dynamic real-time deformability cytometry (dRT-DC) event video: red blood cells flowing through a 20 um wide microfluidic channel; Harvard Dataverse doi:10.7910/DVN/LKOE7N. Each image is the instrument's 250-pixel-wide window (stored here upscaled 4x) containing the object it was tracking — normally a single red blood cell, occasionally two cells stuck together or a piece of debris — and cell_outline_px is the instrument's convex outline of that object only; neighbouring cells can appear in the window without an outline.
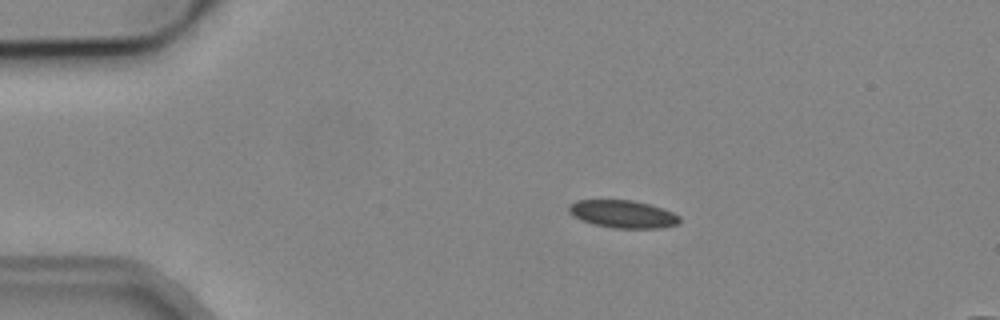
{"species": "common noctule bat (a hibernating species)", "species_latin": "Nyctalus noctula", "temperature_condition": "cold", "stored_images_in_passage": 5, "camera_frame_rate_fps": 3000, "um_per_image_px": 0.085, "animal": {"sex": "male", "body_mass_g": 19.2, "forearm_length_mm": 51.8}, "frame": {"image": 1, "passage_image": 1, "time_ms": 0.0, "image_size_px": [1000, 320], "cell_outline_px": [[680, 224], [660, 228], [616, 228], [596, 224], [584, 220], [568, 212], [568, 208], [576, 200], [632, 200], [648, 204], [672, 212], [680, 216]], "centroid_in_image_um": [53.0, 18.19], "position_along_channel_um": 32.0, "area_um2": 17.51}}
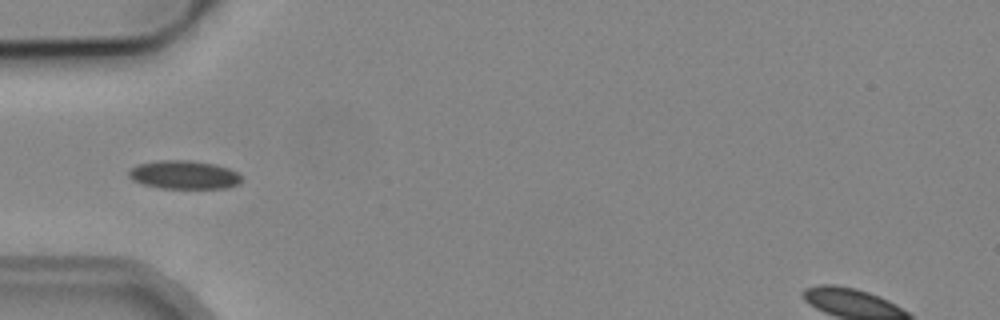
{"frame": {"image": 2, "passage_image": 3, "time_ms": 2.333, "image_size_px": [1000, 320], "cell_outline_px": [[240, 184], [228, 188], [160, 188], [144, 184], [132, 180], [128, 176], [128, 172], [136, 164], [160, 160], [188, 160], [212, 164], [228, 168], [236, 172], [240, 176]], "centroid_in_image_um": [15.62, 14.86], "position_along_channel_um": 69.4, "area_um2": 18.61}}
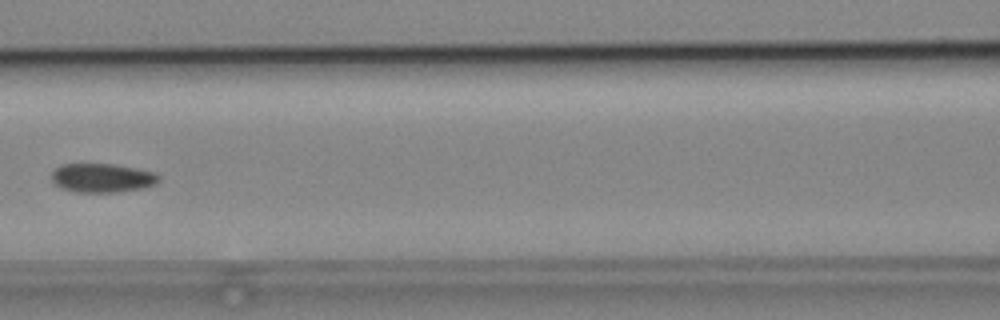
{"frame": {"image": 3, "passage_image": 5, "time_ms": 4.667, "image_size_px": [1000, 320], "cell_outline_px": [[160, 180], [156, 184], [144, 188], [116, 192], [76, 192], [60, 188], [52, 184], [52, 172], [56, 168], [64, 164], [112, 164], [136, 168], [156, 172], [160, 176]], "centroid_in_image_um": [8.7, 15.13], "position_along_channel_um": 157.9, "area_um2": 18.26}}